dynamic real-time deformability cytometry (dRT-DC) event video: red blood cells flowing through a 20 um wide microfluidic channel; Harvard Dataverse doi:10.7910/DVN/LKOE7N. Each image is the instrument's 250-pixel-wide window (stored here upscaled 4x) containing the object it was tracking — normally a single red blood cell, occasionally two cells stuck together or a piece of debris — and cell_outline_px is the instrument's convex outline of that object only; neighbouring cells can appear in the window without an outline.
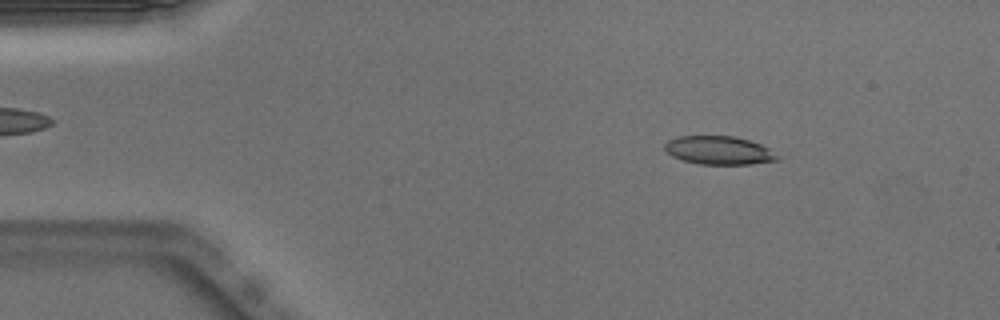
{"species": "Egyptian fruit bat (a non-hibernating species)", "species_latin": "Rousettus aegyptiacus", "temperature_condition": "warm", "stored_images_in_passage": 50, "camera_frame_rate_fps": 3000, "um_per_image_px": 0.085, "animal": {"sex": "male"}, "frame": {"image": 1, "passage_image": 7, "time_ms": 2.0, "image_size_px": [1000, 320], "cell_outline_px": [[780, 160], [748, 164], [700, 164], [684, 160], [672, 156], [664, 148], [664, 144], [668, 140], [676, 136], [732, 136], [748, 140], [760, 144], [768, 148]], "centroid_in_image_um": [61.06, 12.77], "position_along_channel_um": 23.9, "area_um2": 18.38}}
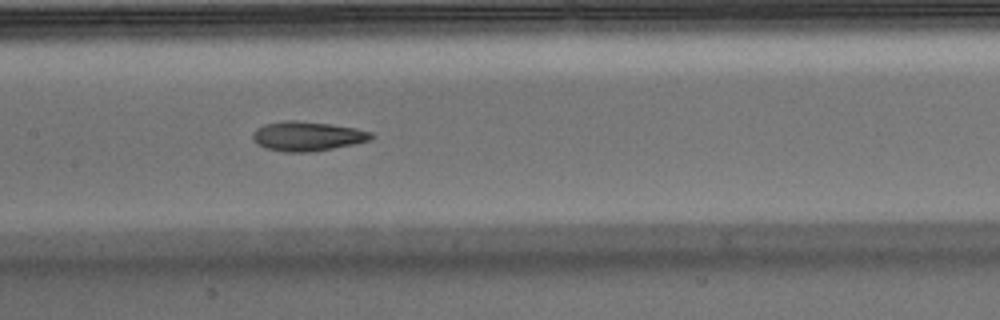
{"frame": {"image": 2, "passage_image": 24, "time_ms": 7.667, "image_size_px": [1000, 320], "cell_outline_px": [[376, 136], [372, 140], [312, 152], [284, 152], [268, 148], [256, 144], [252, 140], [252, 132], [256, 128], [264, 124], [284, 120], [296, 120], [328, 124], [356, 128], [372, 132]], "centroid_in_image_um": [26.11, 11.57], "position_along_channel_um": 181.3, "area_um2": 20.46}}
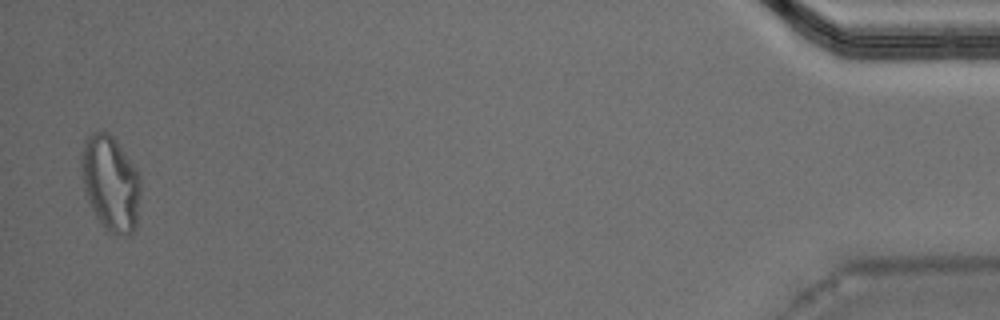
{"frame": {"image": 3, "passage_image": 49, "time_ms": 16.0, "image_size_px": [1000, 320], "cell_outline_px": [[140, 192], [136, 232], [128, 236], [124, 236], [112, 232], [104, 228], [96, 216], [88, 200], [84, 188], [80, 168], [80, 152], [84, 140], [92, 132], [108, 132], [116, 140], [136, 168], [140, 176]], "centroid_in_image_um": [9.4, 15.57], "position_along_channel_um": 425.8, "area_um2": 33.23}, "authors_computed_cell_mechanics": {"area_um2": 19.941, "velocity_mm_per_s": 3.9953, "shape_relaxation_time_tau1_ms": null, "shape_relaxation_time_tau2_ms": 2.7937, "deformation_change_tau1": null, "deformation_change_tau2": 0.1088}}